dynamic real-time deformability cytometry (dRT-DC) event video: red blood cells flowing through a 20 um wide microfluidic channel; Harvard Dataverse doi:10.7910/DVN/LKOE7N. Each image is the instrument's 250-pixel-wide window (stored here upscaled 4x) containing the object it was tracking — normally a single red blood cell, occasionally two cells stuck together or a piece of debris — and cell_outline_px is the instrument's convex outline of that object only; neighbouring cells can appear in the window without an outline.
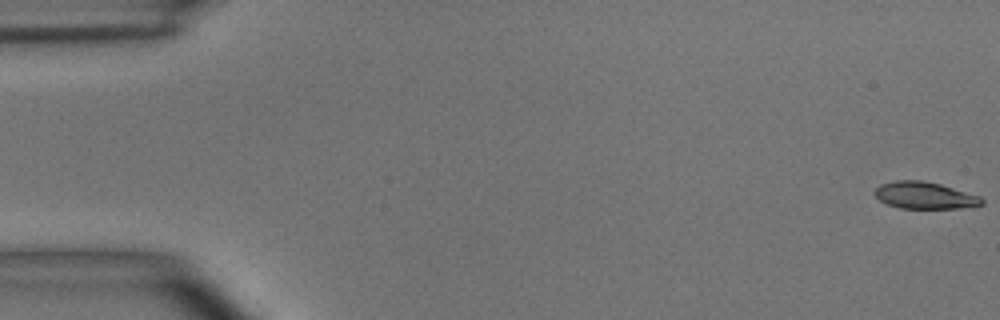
{"species": "common noctule bat (a hibernating species)", "species_latin": "Nyctalus noctula", "temperature_condition": "room temperature", "stored_images_in_passage": 56, "camera_frame_rate_fps": 3000, "um_per_image_px": 0.085, "animal": {"sex": "male", "body_mass_g": 15.6}, "frame": {"image": 1, "passage_image": 1, "time_ms": 0.0, "image_size_px": [1000, 320], "cell_outline_px": [[984, 204], [956, 208], [900, 208], [884, 204], [872, 192], [880, 184], [896, 180], [924, 180], [940, 184], [980, 196], [984, 200]], "centroid_in_image_um": [78.55, 16.6], "position_along_channel_um": 6.4, "area_um2": 16.82}}
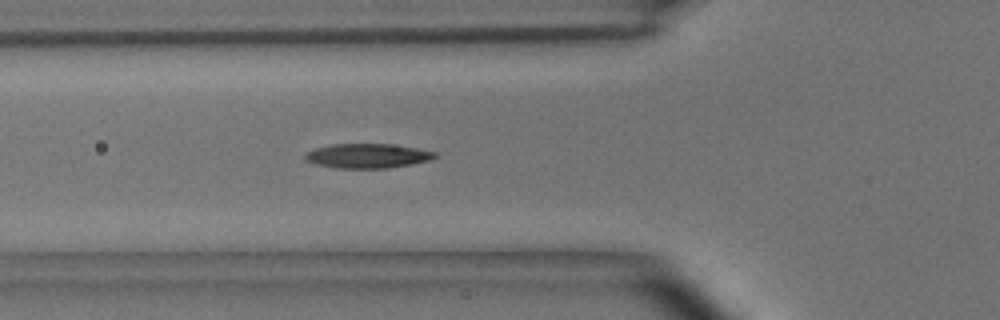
{"frame": {"image": 2, "passage_image": 20, "time_ms": 6.333, "image_size_px": [1000, 320], "cell_outline_px": [[436, 156], [432, 160], [412, 164], [388, 168], [336, 168], [316, 164], [304, 160], [304, 156], [308, 152], [316, 148], [332, 144], [392, 144], [416, 148], [436, 152]], "centroid_in_image_um": [31.25, 13.25], "position_along_channel_um": 94.6, "area_um2": 18.5}}
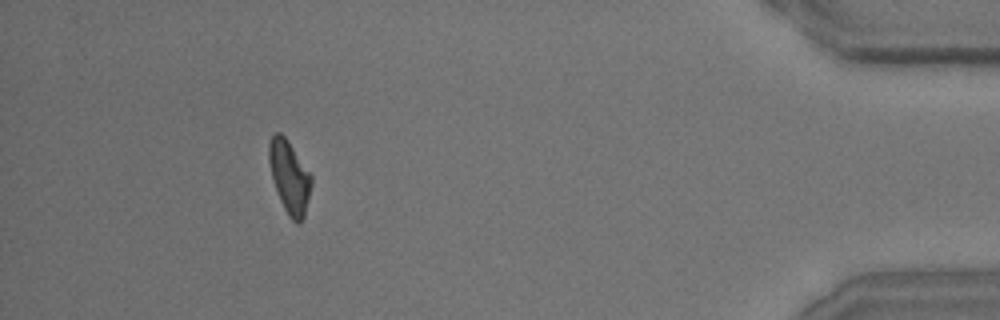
{"frame": {"image": 3, "passage_image": 51, "time_ms": 16.667, "image_size_px": [1000, 320], "cell_outline_px": [[312, 184], [304, 216], [300, 224], [296, 224], [288, 216], [280, 200], [272, 176], [268, 160], [268, 144], [272, 136], [276, 132], [280, 132], [288, 140], [312, 176]], "centroid_in_image_um": [24.6, 15.04], "position_along_channel_um": 410.6, "area_um2": 17.86}, "authors_computed_cell_mechanics": {"area_um2": 17.9758, "velocity_mm_per_s": 3.6219, "shape_relaxation_time_tau1_ms": 5.9253, "shape_relaxation_time_tau2_ms": 4.1634, "deformation_change_tau1": 0.1638, "deformation_change_tau2": 0.1228}}